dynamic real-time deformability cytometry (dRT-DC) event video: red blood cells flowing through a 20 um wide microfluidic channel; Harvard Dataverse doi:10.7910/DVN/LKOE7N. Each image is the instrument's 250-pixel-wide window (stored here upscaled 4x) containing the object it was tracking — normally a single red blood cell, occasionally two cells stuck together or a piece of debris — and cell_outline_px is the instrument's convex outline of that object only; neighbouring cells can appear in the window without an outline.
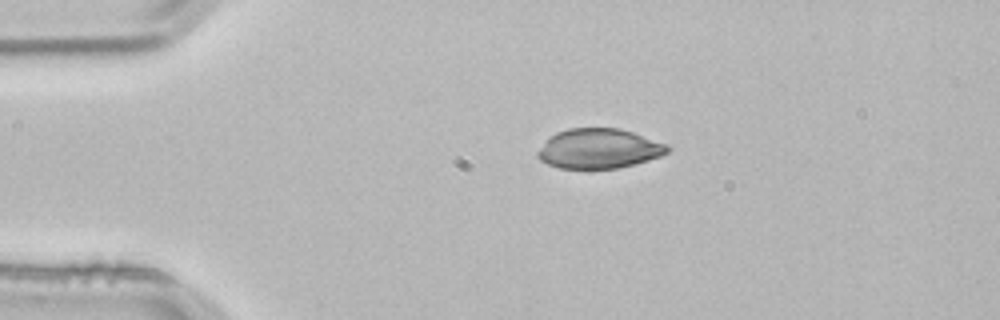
{"species": "common noctule bat (a hibernating species)", "species_latin": "Nyctalus noctula", "temperature_condition": "room temperature", "stored_images_in_passage": 1, "camera_frame_rate_fps": 3000, "um_per_image_px": 0.085, "animal": {"sex": "male", "body_mass_g": 21.5, "forearm_length_mm": 52.0}, "frame": {"image": 1, "passage_image": 1, "time_ms": 0.0, "image_size_px": [1000, 320], "cell_outline_px": [[672, 148], [668, 152], [660, 156], [648, 160], [620, 168], [560, 168], [548, 164], [540, 160], [536, 156], [536, 152], [548, 136], [556, 132], [568, 128], [620, 128], [632, 132], [664, 144]], "centroid_in_image_um": [50.85, 12.63], "position_along_channel_um": 34.1, "area_um2": 30.06}}